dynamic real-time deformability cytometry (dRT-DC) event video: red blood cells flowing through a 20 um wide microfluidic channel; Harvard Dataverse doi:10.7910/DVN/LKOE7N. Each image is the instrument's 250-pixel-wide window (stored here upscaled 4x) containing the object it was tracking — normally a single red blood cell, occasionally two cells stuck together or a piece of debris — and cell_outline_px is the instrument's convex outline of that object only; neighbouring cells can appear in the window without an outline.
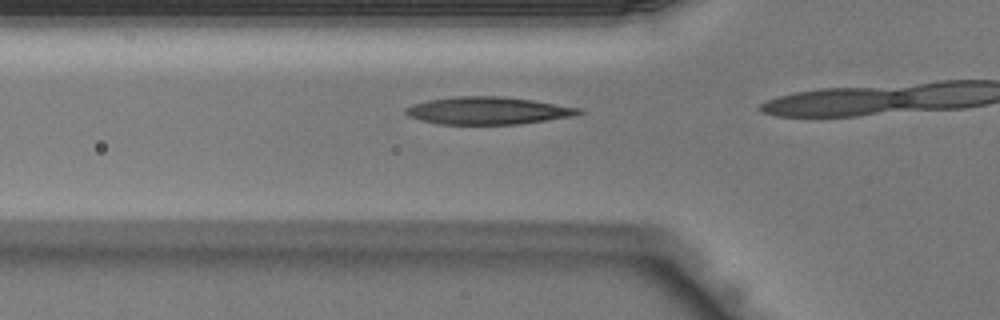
{"species": "Egyptian fruit bat (a non-hibernating species)", "species_latin": "Rousettus aegyptiacus", "temperature_condition": "warm", "stored_images_in_passage": 4, "camera_frame_rate_fps": 3000, "um_per_image_px": 0.085, "animal": {"sex": "male"}, "frame": {"image": 1, "passage_image": 3, "time_ms": 0.667, "image_size_px": [1000, 320], "cell_outline_px": [[584, 112], [576, 116], [520, 124], [436, 124], [420, 120], [408, 116], [404, 112], [404, 108], [412, 104], [428, 100], [460, 96], [496, 96], [532, 100], [580, 108]], "centroid_in_image_um": [41.46, 9.41], "position_along_channel_um": 84.3, "area_um2": 27.74}}